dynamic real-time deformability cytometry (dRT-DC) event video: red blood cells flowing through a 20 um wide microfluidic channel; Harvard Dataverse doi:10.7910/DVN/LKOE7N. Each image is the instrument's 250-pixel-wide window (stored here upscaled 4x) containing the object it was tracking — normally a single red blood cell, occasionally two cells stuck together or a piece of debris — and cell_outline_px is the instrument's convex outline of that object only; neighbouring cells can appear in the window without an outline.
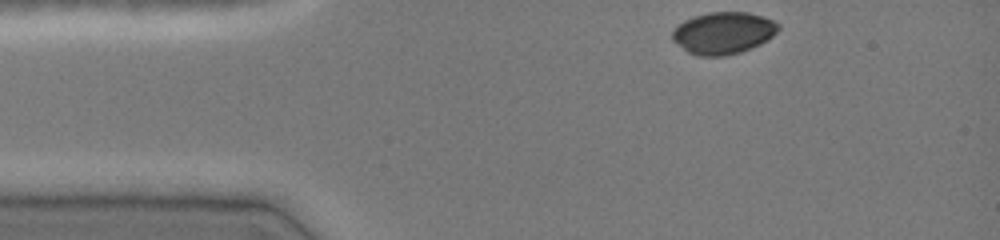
{"species": "common noctule bat (a hibernating species)", "species_latin": "Nyctalus noctula", "temperature_condition": "cold", "stored_images_in_passage": 35, "camera_frame_rate_fps": 3000, "um_per_image_px": 0.085, "animal": {"sex": "female", "body_mass_g": 19.0, "forearm_length_mm": 51.5}, "frame": {"image": 1, "passage_image": 1, "time_ms": 0.0, "image_size_px": [1000, 240], "cell_outline_px": [[780, 28], [768, 40], [752, 48], [740, 52], [724, 56], [696, 56], [688, 52], [672, 40], [672, 32], [684, 20], [692, 16], [708, 12], [748, 12], [764, 16], [780, 24]], "centroid_in_image_um": [61.49, 2.8], "position_along_channel_um": 23.5, "area_um2": 26.07}}
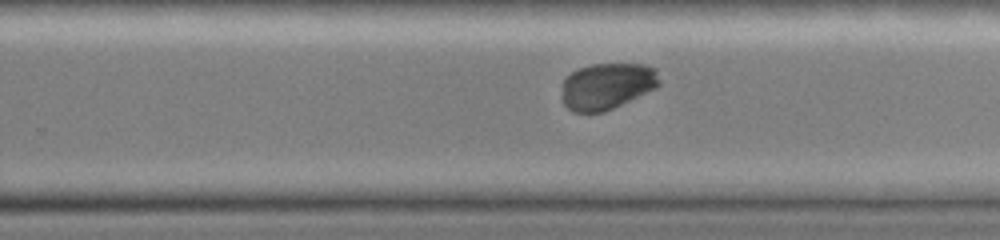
{"frame": {"image": 2, "passage_image": 24, "time_ms": 7.667, "image_size_px": [1000, 240], "cell_outline_px": [[660, 84], [656, 88], [604, 112], [572, 112], [564, 104], [560, 96], [564, 80], [572, 72], [580, 68], [592, 64], [644, 64], [656, 68], [660, 80]], "centroid_in_image_um": [51.59, 7.32], "position_along_channel_um": 278.2, "area_um2": 26.47}}
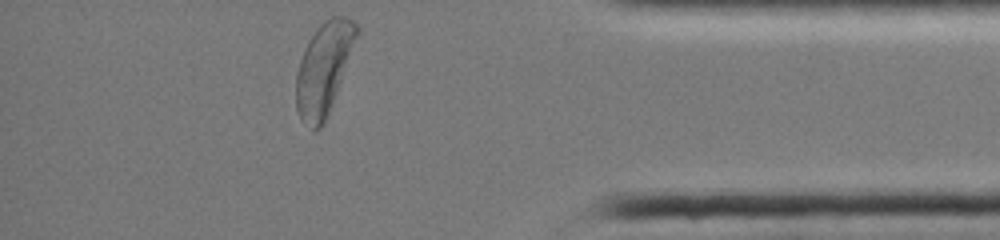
{"frame": {"image": 3, "passage_image": 35, "time_ms": 11.333, "image_size_px": [1000, 240], "cell_outline_px": [[360, 32], [328, 116], [324, 124], [316, 132], [300, 120], [296, 108], [296, 72], [304, 48], [316, 28], [324, 20], [332, 16], [344, 16], [352, 20], [360, 28]], "centroid_in_image_um": [27.53, 5.84], "position_along_channel_um": 407.7, "area_um2": 32.83}, "authors_computed_cell_mechanics": {"area_um2": 27.8596, "velocity_mm_per_s": 4.0257, "shape_relaxation_time_tau1_ms": 2.8653, "shape_relaxation_time_tau2_ms": null, "deformation_change_tau1": 0.1873, "deformation_change_tau2": null}}